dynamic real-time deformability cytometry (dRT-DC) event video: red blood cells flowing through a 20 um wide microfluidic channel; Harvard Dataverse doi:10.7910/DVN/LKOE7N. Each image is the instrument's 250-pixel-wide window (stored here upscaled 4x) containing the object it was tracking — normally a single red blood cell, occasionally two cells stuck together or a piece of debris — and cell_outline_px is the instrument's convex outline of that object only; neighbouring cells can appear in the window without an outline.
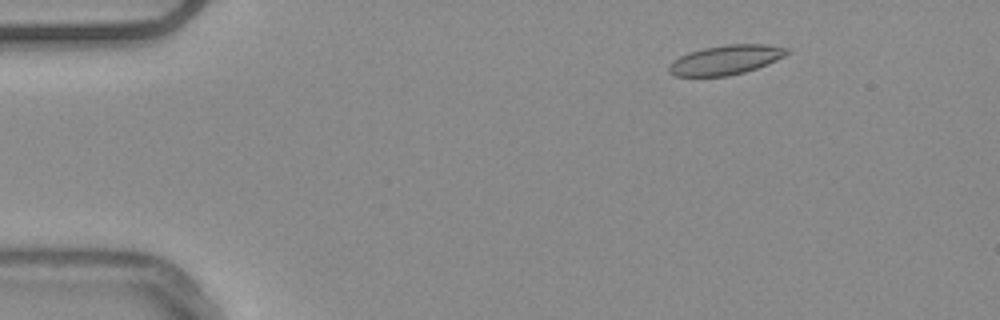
{"species": "common noctule bat (a hibernating species)", "species_latin": "Nyctalus noctula", "temperature_condition": "warm", "stored_images_in_passage": 49, "camera_frame_rate_fps": 3000, "um_per_image_px": 0.085, "animal": {"sex": "male", "body_mass_g": 20.4}, "frame": {"image": 1, "passage_image": 7, "time_ms": 2.0, "image_size_px": [1000, 320], "cell_outline_px": [[792, 52], [768, 64], [744, 72], [728, 76], [676, 76], [668, 72], [668, 64], [672, 60], [688, 52], [704, 48], [728, 44], [768, 44], [792, 48]], "centroid_in_image_um": [61.72, 5.08], "position_along_channel_um": 23.3, "area_um2": 20.52}}
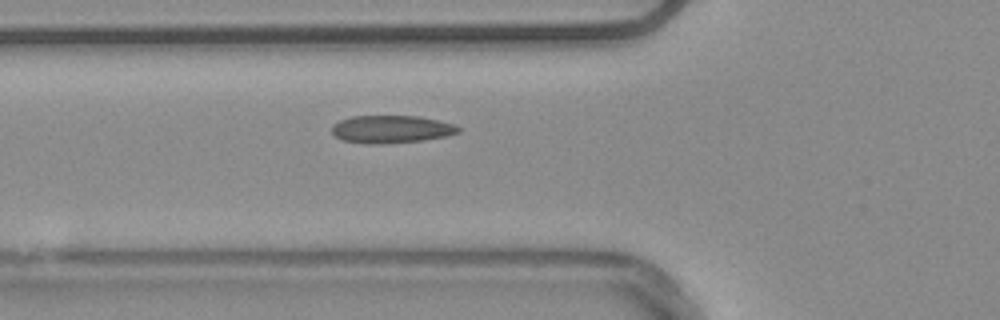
{"frame": {"image": 2, "passage_image": 19, "time_ms": 6.0, "image_size_px": [1000, 320], "cell_outline_px": [[460, 132], [448, 136], [420, 140], [372, 144], [368, 144], [340, 140], [332, 132], [332, 124], [340, 120], [352, 116], [420, 116], [456, 124], [460, 128]], "centroid_in_image_um": [33.26, 10.97], "position_along_channel_um": 92.5, "area_um2": 20.4}}
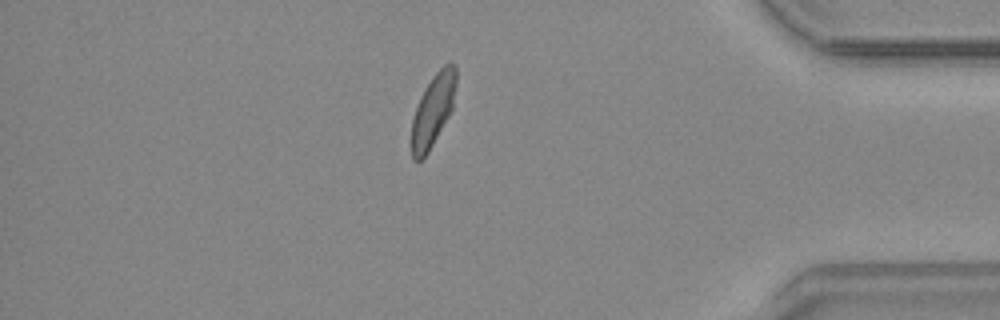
{"frame": {"image": 3, "passage_image": 46, "time_ms": 15.0, "image_size_px": [1000, 320], "cell_outline_px": [[456, 84], [452, 108], [448, 116], [428, 152], [420, 160], [412, 160], [412, 120], [420, 96], [424, 88], [432, 76], [444, 64], [456, 64]], "centroid_in_image_um": [36.8, 9.33], "position_along_channel_um": 398.4, "area_um2": 18.38}, "authors_computed_cell_mechanics": {"area_um2": 19.8254, "velocity_mm_per_s": 3.7503, "shape_relaxation_time_tau1_ms": 3.6207, "shape_relaxation_time_tau2_ms": 0.8142, "deformation_change_tau1": 0.1297, "deformation_change_tau2": 0.0724}}